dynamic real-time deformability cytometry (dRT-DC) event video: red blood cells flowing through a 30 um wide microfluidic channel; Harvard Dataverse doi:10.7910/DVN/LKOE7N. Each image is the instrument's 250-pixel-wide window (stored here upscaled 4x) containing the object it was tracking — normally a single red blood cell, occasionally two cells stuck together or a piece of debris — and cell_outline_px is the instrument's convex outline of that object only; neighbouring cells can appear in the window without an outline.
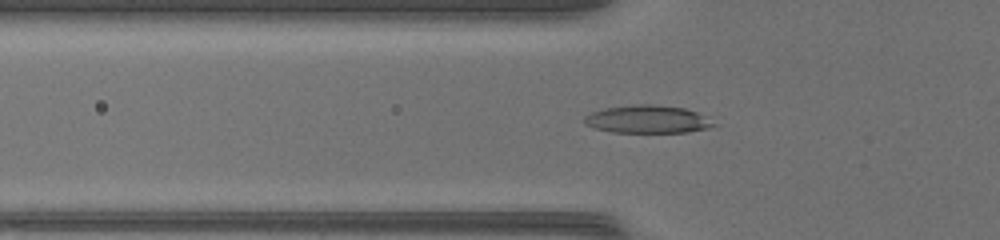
{"species": "common noctule bat (a hibernating species)", "species_latin": "Nyctalus noctula", "temperature_condition": "warm", "stored_images_in_passage": 40, "camera_frame_rate_fps": 3000, "um_per_image_px": 0.085, "animal": {"sex": "female", "body_mass_g": 17.0, "forearm_length_mm": 48.0}, "frame": {"image": 1, "passage_image": 11, "time_ms": 3.333, "image_size_px": [1000, 240], "cell_outline_px": [[716, 124], [708, 128], [688, 132], [612, 132], [592, 128], [584, 124], [584, 116], [592, 112], [604, 108], [640, 104], [656, 104], [684, 108], [696, 112], [704, 116]], "centroid_in_image_um": [54.99, 10.14], "position_along_channel_um": 70.8, "area_um2": 20.92}}
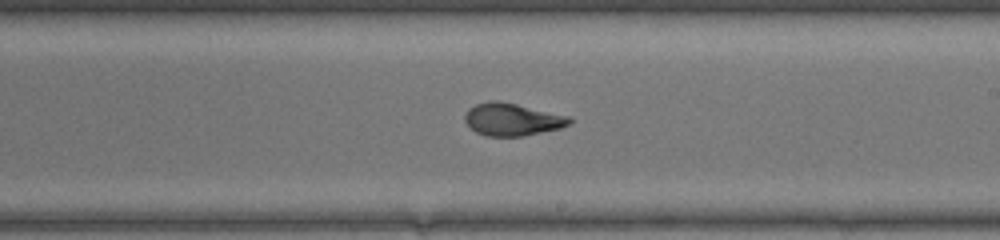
{"frame": {"image": 2, "passage_image": 23, "time_ms": 7.333, "image_size_px": [1000, 240], "cell_outline_px": [[572, 120], [568, 124], [560, 128], [524, 136], [488, 136], [476, 132], [464, 120], [464, 116], [468, 108], [476, 104], [488, 100], [500, 100], [572, 116]], "centroid_in_image_um": [43.55, 10.13], "position_along_channel_um": 245.5, "area_um2": 20.0}}
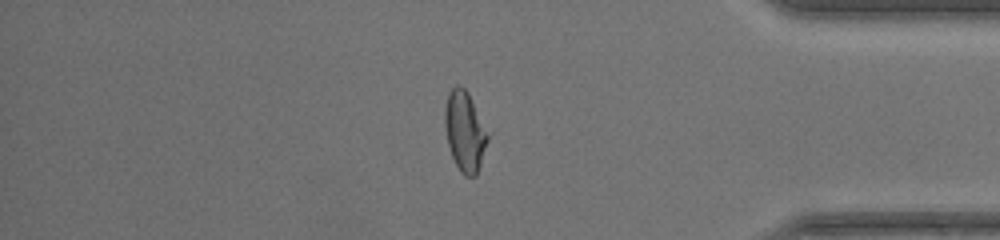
{"frame": {"image": 3, "passage_image": 35, "time_ms": 11.333, "image_size_px": [1000, 240], "cell_outline_px": [[488, 140], [476, 176], [464, 176], [460, 172], [452, 156], [448, 144], [444, 124], [444, 108], [448, 92], [456, 84], [464, 88], [468, 92], [488, 136]], "centroid_in_image_um": [39.47, 11.16], "position_along_channel_um": 395.7, "area_um2": 19.65}, "authors_computed_cell_mechanics": {"area_um2": 19.941, "velocity_mm_per_s": 4.3628, "shape_relaxation_time_tau1_ms": 8.7455, "shape_relaxation_time_tau2_ms": 0.8985, "deformation_change_tau1": 0.3358, "deformation_change_tau2": 0.0573}}